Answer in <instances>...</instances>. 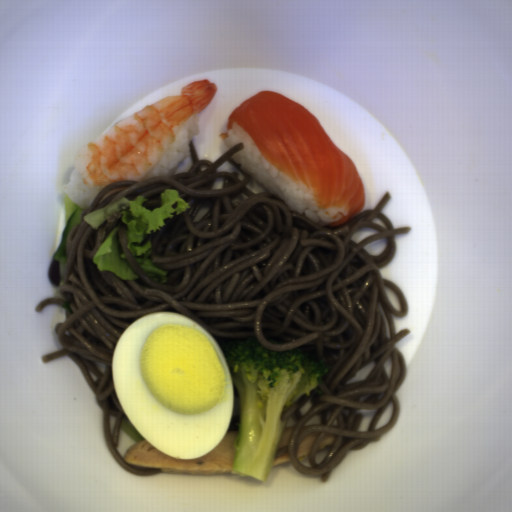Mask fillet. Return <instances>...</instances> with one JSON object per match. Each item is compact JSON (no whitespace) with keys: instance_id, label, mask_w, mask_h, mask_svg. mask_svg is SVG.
Listing matches in <instances>:
<instances>
[{"instance_id":"fillet-1","label":"fillet","mask_w":512,"mask_h":512,"mask_svg":"<svg viewBox=\"0 0 512 512\" xmlns=\"http://www.w3.org/2000/svg\"><path fill=\"white\" fill-rule=\"evenodd\" d=\"M227 121L225 132L219 135L222 140L237 124L271 166L301 181L318 206L340 211L331 228L363 211L365 184L356 165L316 116L297 101L262 90L236 107Z\"/></svg>"}]
</instances>
